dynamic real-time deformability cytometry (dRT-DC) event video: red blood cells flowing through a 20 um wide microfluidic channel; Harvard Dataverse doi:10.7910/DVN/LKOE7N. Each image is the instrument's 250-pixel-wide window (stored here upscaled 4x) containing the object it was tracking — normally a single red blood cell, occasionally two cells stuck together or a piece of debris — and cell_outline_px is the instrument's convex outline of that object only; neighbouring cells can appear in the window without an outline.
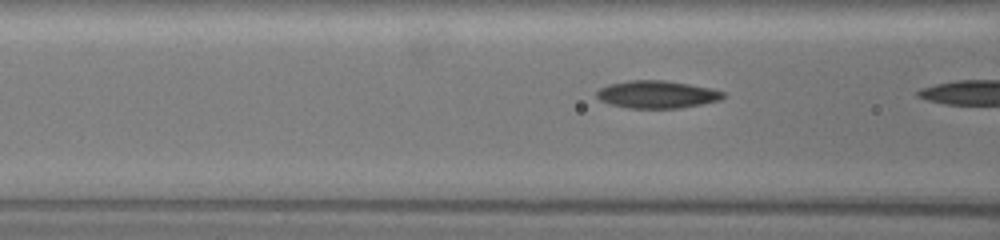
{"species": "common noctule bat (a hibernating species)", "species_latin": "Nyctalus noctula", "temperature_condition": "warm", "stored_images_in_passage": 6, "camera_frame_rate_fps": 3000, "um_per_image_px": 0.085, "animal": {"sex": "female", "body_mass_g": 19.5, "forearm_length_mm": 54.1}, "frame": {"image": 1, "passage_image": 5, "time_ms": 1.333, "image_size_px": [1000, 240], "cell_outline_px": [[724, 96], [720, 100], [680, 108], [628, 108], [608, 104], [600, 100], [596, 96], [596, 92], [600, 88], [608, 84], [628, 80], [664, 80], [688, 84], [708, 88], [724, 92]], "centroid_in_image_um": [55.78, 8.03], "position_along_channel_um": 110.8, "area_um2": 20.23}}